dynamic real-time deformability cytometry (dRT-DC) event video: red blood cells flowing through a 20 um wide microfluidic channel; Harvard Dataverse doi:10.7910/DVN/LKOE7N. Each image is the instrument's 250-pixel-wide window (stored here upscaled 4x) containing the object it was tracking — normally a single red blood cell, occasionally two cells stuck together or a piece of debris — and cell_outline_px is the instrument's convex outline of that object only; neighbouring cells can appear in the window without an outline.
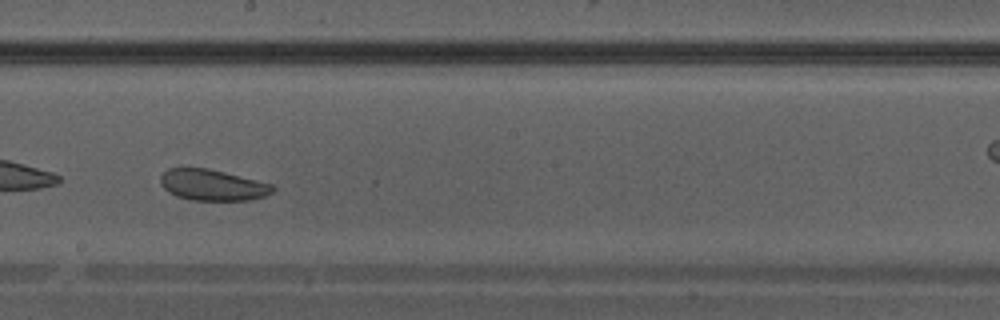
{"species": "Egyptian fruit bat (a non-hibernating species)", "species_latin": "Rousettus aegyptiacus", "temperature_condition": "warm", "stored_images_in_passage": 31, "camera_frame_rate_fps": 3000, "um_per_image_px": 0.085, "animal": {"sex": "male"}, "frame": {"image": 1, "passage_image": 14, "time_ms": 4.333, "image_size_px": [1000, 320], "cell_outline_px": [[276, 188], [272, 192], [264, 196], [252, 200], [192, 200], [176, 196], [168, 192], [160, 184], [160, 176], [168, 168], [208, 168], [272, 184]], "centroid_in_image_um": [18.04, 15.73], "position_along_channel_um": 230.2, "area_um2": 20.29}}